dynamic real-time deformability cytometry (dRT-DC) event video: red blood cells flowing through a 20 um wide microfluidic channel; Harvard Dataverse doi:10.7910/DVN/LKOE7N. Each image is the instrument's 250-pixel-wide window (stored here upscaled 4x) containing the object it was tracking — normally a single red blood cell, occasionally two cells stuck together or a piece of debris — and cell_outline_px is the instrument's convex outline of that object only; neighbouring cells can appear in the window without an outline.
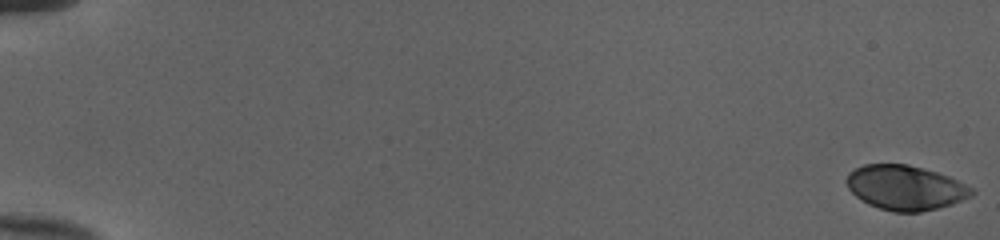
{"species": "human", "species_latin": "Homo sapiens", "temperature_condition": "cold", "stored_images_in_passage": 53, "camera_frame_rate_fps": 3000, "um_per_image_px": 0.085, "donor": {"sex": "female"}, "frame": {"image": 1, "passage_image": 1, "time_ms": 0.0, "image_size_px": [1000, 240], "cell_outline_px": [[976, 192], [972, 196], [952, 204], [920, 212], [892, 212], [868, 204], [856, 196], [848, 188], [844, 180], [848, 172], [864, 164], [908, 164], [936, 172], [948, 176], [972, 188]], "centroid_in_image_um": [76.93, 15.95], "position_along_channel_um": 8.1, "area_um2": 32.54}}
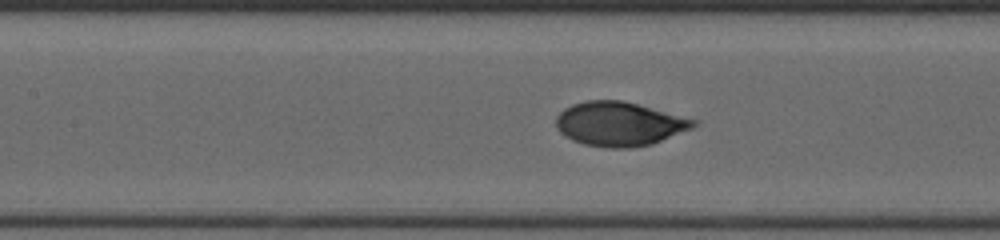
{"frame": {"image": 2, "passage_image": 27, "time_ms": 8.667, "image_size_px": [1000, 240], "cell_outline_px": [[700, 124], [692, 128], [652, 144], [632, 148], [608, 148], [584, 144], [572, 140], [564, 136], [560, 132], [556, 124], [556, 116], [564, 108], [572, 104], [584, 100], [624, 100], [700, 120]], "centroid_in_image_um": [52.67, 10.52], "position_along_channel_um": 154.7, "area_um2": 35.78}}
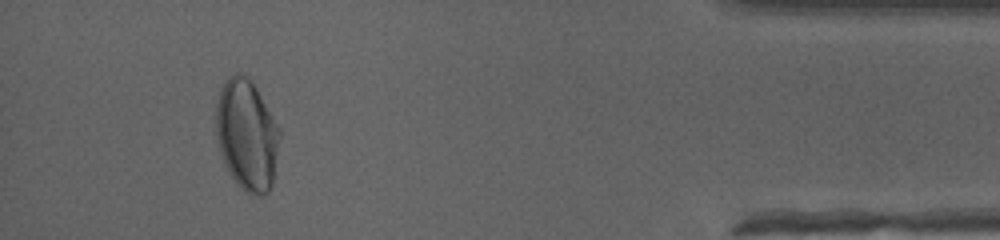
{"frame": {"image": 3, "passage_image": 50, "time_ms": 16.333, "image_size_px": [1000, 240], "cell_outline_px": [[280, 136], [272, 184], [268, 192], [260, 196], [256, 196], [244, 192], [236, 184], [228, 172], [224, 164], [220, 152], [216, 136], [216, 104], [220, 92], [228, 76], [236, 72], [240, 72], [252, 80], [280, 128]], "centroid_in_image_um": [20.97, 11.48], "position_along_channel_um": 414.2, "area_um2": 41.44}, "authors_computed_cell_mechanics": {"area_um2": 34.6222, "velocity_mm_per_s": 4.0074, "shape_relaxation_time_tau1_ms": 3.1048, "shape_relaxation_time_tau2_ms": null, "deformation_change_tau1": 0.1651, "deformation_change_tau2": null}}